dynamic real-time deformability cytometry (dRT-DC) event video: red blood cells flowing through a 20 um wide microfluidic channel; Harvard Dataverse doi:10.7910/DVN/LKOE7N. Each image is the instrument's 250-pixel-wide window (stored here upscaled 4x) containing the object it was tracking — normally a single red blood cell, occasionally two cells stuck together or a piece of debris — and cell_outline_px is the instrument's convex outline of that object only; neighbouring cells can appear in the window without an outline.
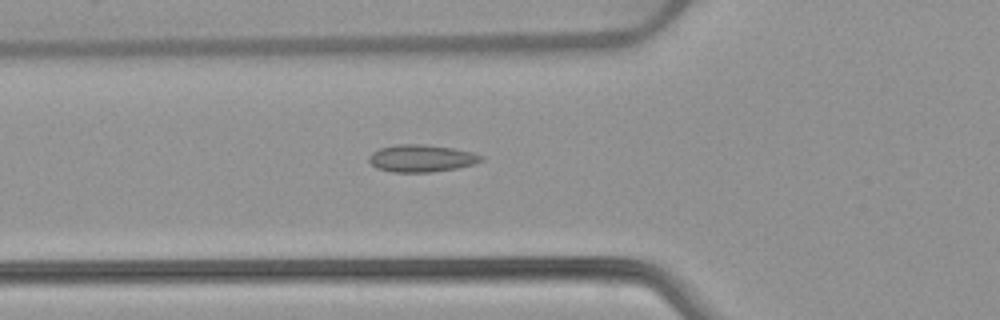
{"species": "common noctule bat (a hibernating species)", "species_latin": "Nyctalus noctula", "temperature_condition": "warm", "stored_images_in_passage": 40, "camera_frame_rate_fps": 3000, "um_per_image_px": 0.085, "animal": {"sex": "female", "body_mass_g": 22.7, "forearm_length_mm": 54.2}, "frame": {"image": 1, "passage_image": 6, "time_ms": 1.667, "image_size_px": [1000, 320], "cell_outline_px": [[484, 160], [472, 164], [456, 168], [432, 172], [392, 172], [376, 168], [368, 160], [368, 156], [372, 152], [380, 148], [396, 144], [424, 144], [452, 148], [472, 152], [484, 156]], "centroid_in_image_um": [35.8, 13.45], "position_along_channel_um": 90.0, "area_um2": 17.86}}
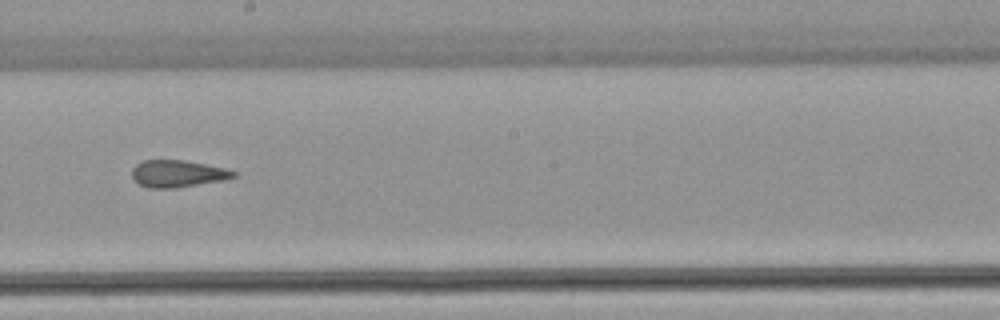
{"frame": {"image": 2, "passage_image": 17, "time_ms": 5.333, "image_size_px": [1000, 320], "cell_outline_px": [[236, 176], [224, 180], [176, 188], [148, 188], [140, 184], [132, 176], [132, 168], [136, 164], [144, 160], [184, 160], [224, 168], [236, 172]], "centroid_in_image_um": [15.09, 14.76], "position_along_channel_um": 233.1, "area_um2": 15.9}}
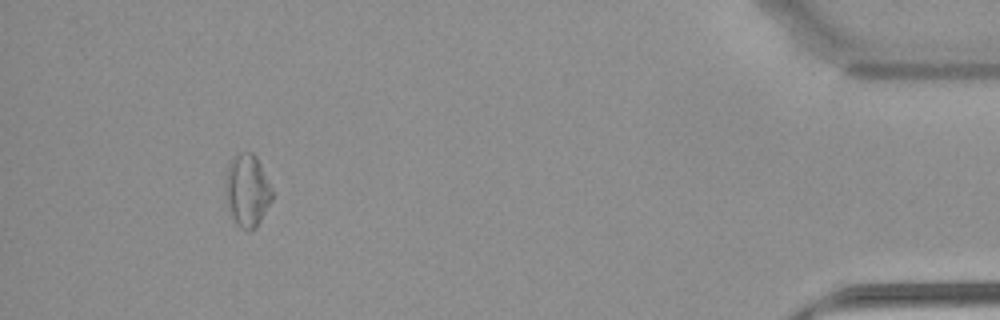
{"frame": {"image": 3, "passage_image": 36, "time_ms": 11.667, "image_size_px": [1000, 320], "cell_outline_px": [[272, 200], [256, 228], [252, 232], [248, 232], [240, 228], [236, 224], [228, 208], [224, 192], [228, 164], [232, 156], [240, 152], [252, 152], [256, 156], [272, 188]], "centroid_in_image_um": [21.0, 16.21], "position_along_channel_um": 414.2, "area_um2": 20.0}, "authors_computed_cell_mechanics": {"area_um2": 16.8487, "velocity_mm_per_s": 3.9, "shape_relaxation_time_tau1_ms": null, "shape_relaxation_time_tau2_ms": 3.0203, "deformation_change_tau1": null, "deformation_change_tau2": 0.1231}}